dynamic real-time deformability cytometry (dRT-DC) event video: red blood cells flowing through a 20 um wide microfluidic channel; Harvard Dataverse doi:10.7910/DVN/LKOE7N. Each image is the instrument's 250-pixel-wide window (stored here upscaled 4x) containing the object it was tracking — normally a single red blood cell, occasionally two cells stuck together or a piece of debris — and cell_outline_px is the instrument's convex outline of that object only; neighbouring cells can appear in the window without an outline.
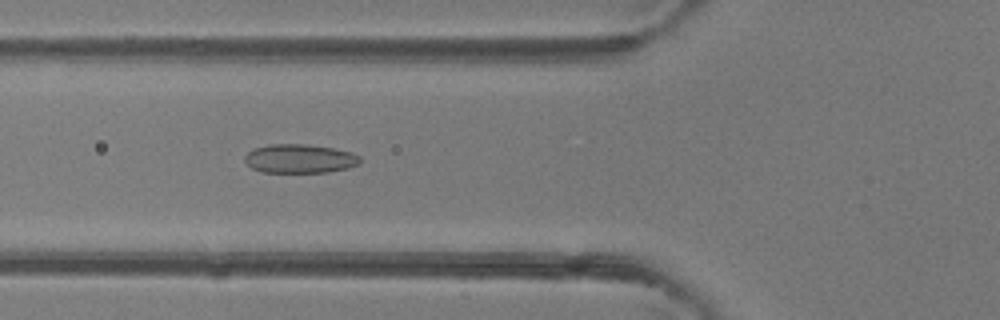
{"species": "common noctule bat (a hibernating species)", "species_latin": "Nyctalus noctula", "temperature_condition": "room temperature", "stored_images_in_passage": 49, "camera_frame_rate_fps": 3000, "um_per_image_px": 0.085, "animal": {"sex": "female"}, "frame": {"image": 1, "passage_image": 18, "time_ms": 5.667, "image_size_px": [1000, 320], "cell_outline_px": [[360, 164], [348, 168], [328, 172], [260, 172], [252, 168], [244, 160], [244, 156], [252, 148], [268, 144], [308, 144], [332, 148], [352, 152], [360, 156]], "centroid_in_image_um": [25.47, 13.48], "position_along_channel_um": 100.3, "area_um2": 19.59}}
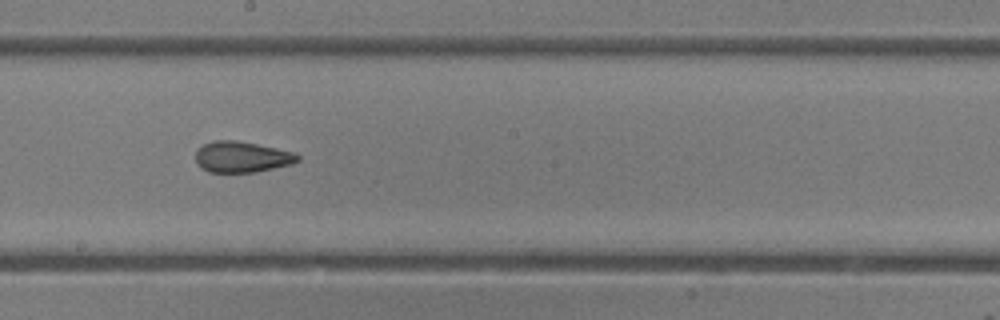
{"frame": {"image": 2, "passage_image": 27, "time_ms": 8.667, "image_size_px": [1000, 320], "cell_outline_px": [[300, 160], [292, 164], [256, 172], [208, 172], [200, 168], [196, 164], [196, 152], [204, 144], [212, 140], [236, 140], [276, 148], [292, 152], [300, 156]], "centroid_in_image_um": [20.54, 13.34], "position_along_channel_um": 227.7, "area_um2": 18.44}}
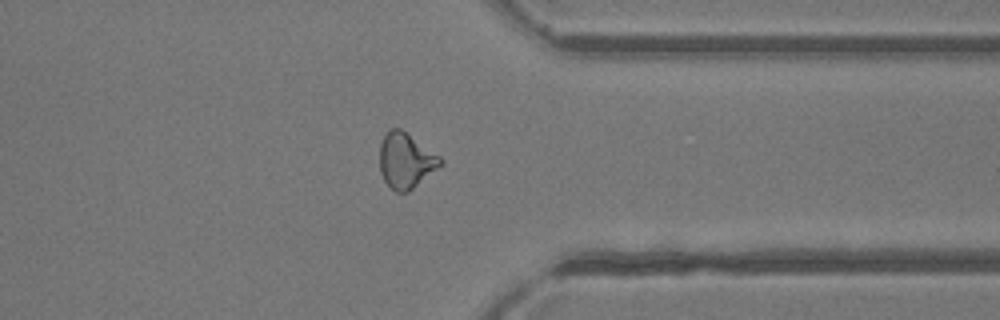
{"frame": {"image": 3, "passage_image": 38, "time_ms": 12.333, "image_size_px": [1000, 320], "cell_outline_px": [[444, 164], [408, 192], [396, 192], [384, 180], [380, 172], [380, 144], [388, 128], [400, 128], [440, 156], [444, 160]], "centroid_in_image_um": [34.51, 13.65], "position_along_channel_um": 376.9, "area_um2": 19.59}, "authors_computed_cell_mechanics": {"area_um2": 19.9988, "velocity_mm_per_s": 4.2254, "shape_relaxation_time_tau1_ms": null, "shape_relaxation_time_tau2_ms": 1.6268, "deformation_change_tau1": null, "deformation_change_tau2": 0.0882}}